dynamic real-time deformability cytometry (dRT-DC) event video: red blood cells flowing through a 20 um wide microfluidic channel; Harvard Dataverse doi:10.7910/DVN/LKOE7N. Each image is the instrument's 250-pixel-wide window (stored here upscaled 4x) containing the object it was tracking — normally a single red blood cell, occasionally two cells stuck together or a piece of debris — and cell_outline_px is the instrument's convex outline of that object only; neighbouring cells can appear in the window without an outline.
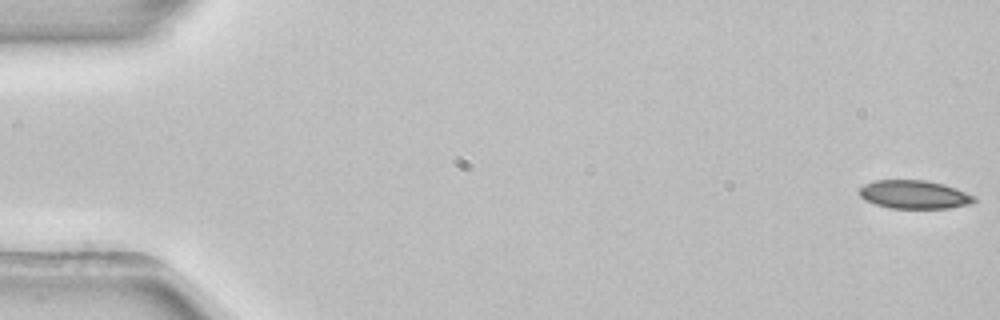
{"species": "common noctule bat (a hibernating species)", "species_latin": "Nyctalus noctula", "temperature_condition": "room temperature", "stored_images_in_passage": 53, "camera_frame_rate_fps": 3000, "um_per_image_px": 0.085, "animal": {"sex": "female", "body_mass_g": 22.7, "forearm_length_mm": 54.2}, "frame": {"image": 1, "passage_image": 1, "time_ms": 0.0, "image_size_px": [1000, 320], "cell_outline_px": [[976, 200], [968, 204], [948, 208], [888, 208], [864, 200], [860, 196], [860, 188], [864, 184], [872, 180], [924, 180], [944, 184], [956, 188], [976, 196]], "centroid_in_image_um": [77.69, 16.53], "position_along_channel_um": 7.3, "area_um2": 19.02}}
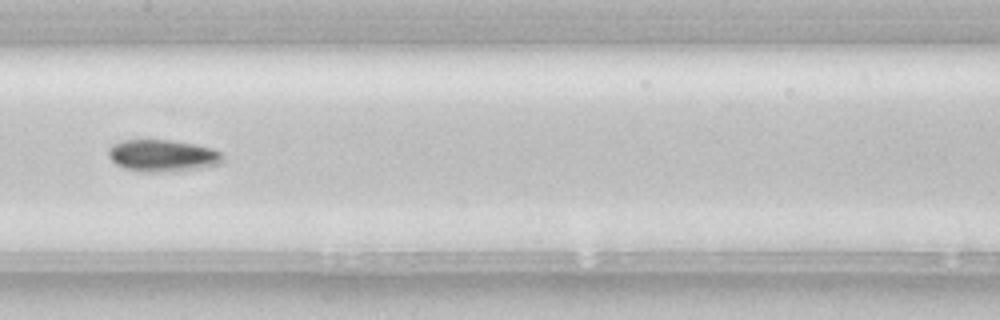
{"frame": {"image": 2, "passage_image": 27, "time_ms": 8.667, "image_size_px": [1000, 320], "cell_outline_px": [[224, 160], [220, 164], [200, 168], [172, 172], [148, 172], [124, 168], [116, 164], [108, 156], [108, 148], [112, 144], [124, 140], [168, 140], [196, 144], [212, 148], [220, 152], [224, 156]], "centroid_in_image_um": [13.84, 13.23], "position_along_channel_um": 193.6, "area_um2": 21.44}}
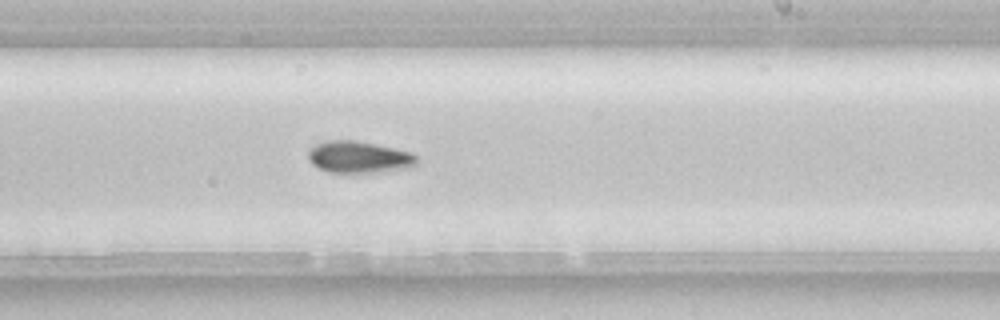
{"frame": {"image": 3, "passage_image": 32, "time_ms": 10.333, "image_size_px": [1000, 320], "cell_outline_px": [[420, 160], [412, 168], [380, 172], [328, 172], [316, 168], [308, 160], [308, 152], [316, 144], [324, 140], [356, 140], [412, 152]], "centroid_in_image_um": [30.52, 13.36], "position_along_channel_um": 258.5, "area_um2": 20.4}, "authors_computed_cell_mechanics": {"area_um2": 19.652, "velocity_mm_per_s": 3.9089, "shape_relaxation_time_tau1_ms": 10.3413, "shape_relaxation_time_tau2_ms": null, "deformation_change_tau1": 0.1435, "deformation_change_tau2": null}}